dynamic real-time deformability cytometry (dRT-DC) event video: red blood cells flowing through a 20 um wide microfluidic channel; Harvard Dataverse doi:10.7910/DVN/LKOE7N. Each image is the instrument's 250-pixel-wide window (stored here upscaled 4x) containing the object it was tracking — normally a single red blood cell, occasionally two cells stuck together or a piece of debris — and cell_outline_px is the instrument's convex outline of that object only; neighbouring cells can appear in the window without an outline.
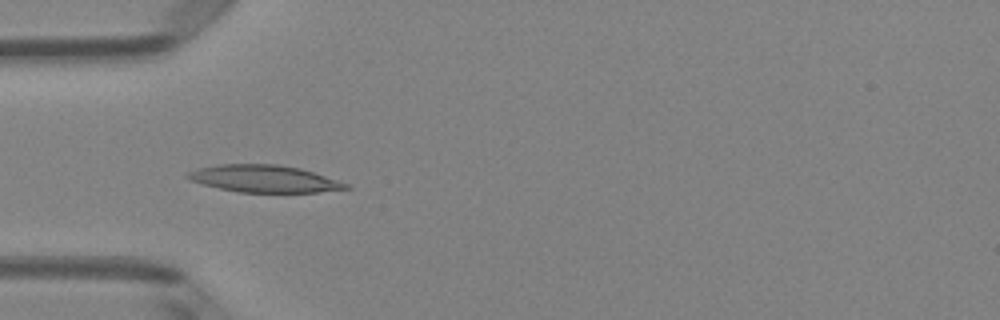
{"species": "Egyptian fruit bat (a non-hibernating species)", "species_latin": "Rousettus aegyptiacus", "temperature_condition": "room temperature", "stored_images_in_passage": 6, "camera_frame_rate_fps": 3000, "um_per_image_px": 0.085, "animal": {"sex": "female"}, "frame": {"image": 1, "passage_image": 4, "time_ms": 1.0, "image_size_px": [1000, 320], "cell_outline_px": [[352, 188], [316, 192], [240, 192], [220, 188], [188, 180], [184, 176], [188, 172], [200, 168], [220, 164], [276, 164], [300, 168], [348, 184]], "centroid_in_image_um": [22.42, 15.19], "position_along_channel_um": 62.6, "area_um2": 24.68}}
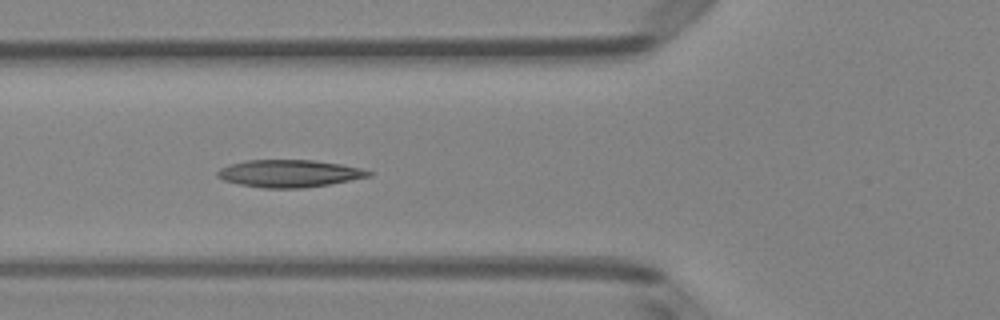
{"frame": {"image": 2, "passage_image": 5, "time_ms": 1.333, "image_size_px": [1000, 320], "cell_outline_px": [[372, 176], [328, 184], [304, 188], [264, 188], [240, 184], [224, 180], [216, 176], [216, 172], [220, 168], [228, 164], [244, 160], [312, 160], [340, 164], [360, 168], [372, 172]], "centroid_in_image_um": [24.55, 14.74], "position_along_channel_um": 101.3, "area_um2": 24.04}}
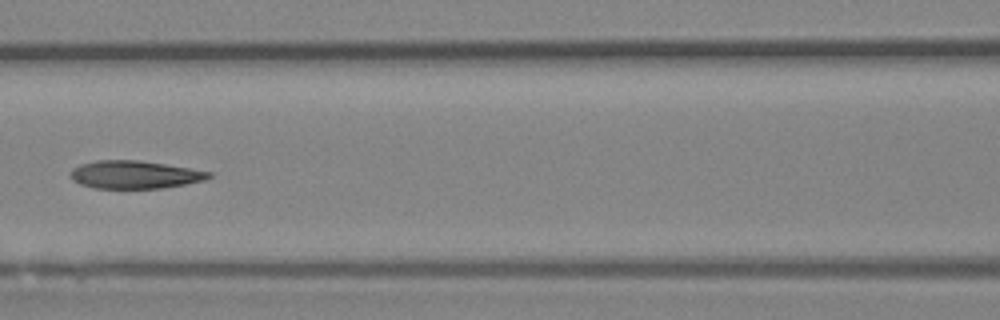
{"frame": {"image": 3, "passage_image": 6, "time_ms": 1.667, "image_size_px": [1000, 320], "cell_outline_px": [[212, 176], [204, 180], [164, 188], [96, 188], [80, 184], [72, 180], [68, 176], [72, 168], [80, 164], [96, 160], [140, 160], [212, 172]], "centroid_in_image_um": [11.4, 14.84], "position_along_channel_um": 155.2, "area_um2": 22.48}}